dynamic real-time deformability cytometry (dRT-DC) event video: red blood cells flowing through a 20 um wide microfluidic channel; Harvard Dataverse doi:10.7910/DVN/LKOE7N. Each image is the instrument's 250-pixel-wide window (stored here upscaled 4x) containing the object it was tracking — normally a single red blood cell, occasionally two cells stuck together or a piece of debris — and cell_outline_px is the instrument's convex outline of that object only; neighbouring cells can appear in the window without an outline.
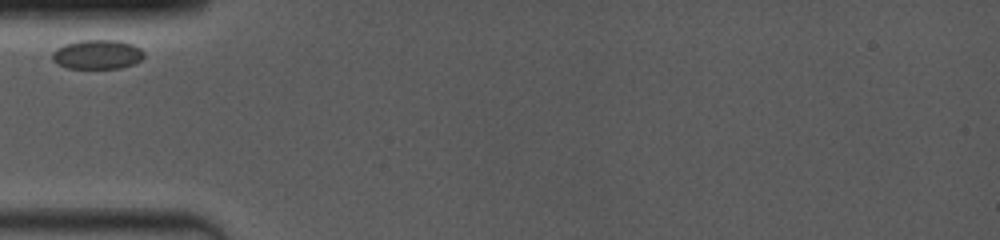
{"species": "common noctule bat (a hibernating species)", "species_latin": "Nyctalus noctula", "temperature_condition": "room temperature", "stored_images_in_passage": 4, "segment_of_instrument_passage": [1, 2], "camera_frame_rate_fps": 4000, "um_per_image_px": 0.085, "animal": {"sex": "female", "body_mass_g": 19.0, "forearm_length_mm": 53.3}, "frame": {"image": 1, "passage_image": 1, "time_ms": 0.0, "image_size_px": [1000, 240], "cell_outline_px": [[144, 56], [140, 60], [132, 64], [120, 68], [64, 68], [52, 60], [52, 52], [56, 48], [64, 44], [80, 40], [120, 40], [132, 44], [140, 48], [144, 52]], "centroid_in_image_um": [8.25, 4.62], "position_along_channel_um": 76.8, "area_um2": 15.78}}
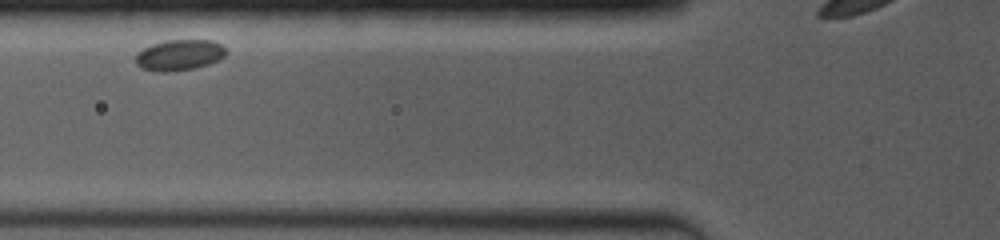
{"frame": {"image": 2, "passage_image": 2, "time_ms": 1.0, "image_size_px": [1000, 240], "cell_outline_px": [[224, 56], [208, 64], [192, 68], [168, 72], [152, 72], [140, 68], [136, 64], [136, 52], [152, 44], [168, 40], [212, 40], [220, 44], [224, 48]], "centroid_in_image_um": [15.17, 4.68], "position_along_channel_um": 110.6, "area_um2": 16.13}}